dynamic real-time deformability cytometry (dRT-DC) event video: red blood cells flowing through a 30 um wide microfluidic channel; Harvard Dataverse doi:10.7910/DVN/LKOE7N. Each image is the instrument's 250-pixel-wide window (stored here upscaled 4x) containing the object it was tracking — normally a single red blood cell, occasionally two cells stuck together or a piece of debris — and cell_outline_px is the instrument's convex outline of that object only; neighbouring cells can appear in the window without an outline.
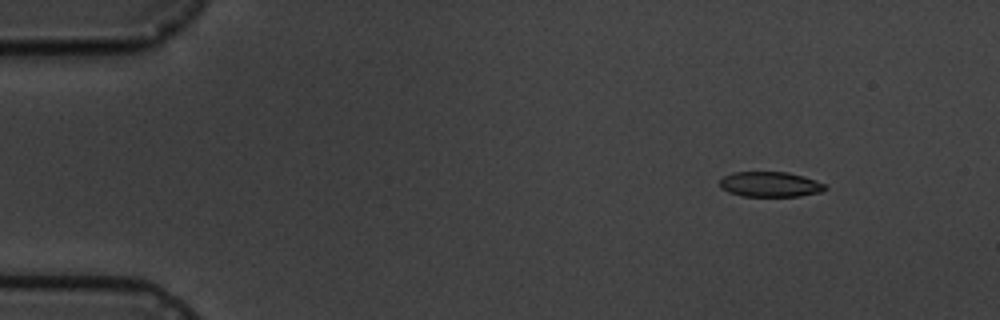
{"species": "common noctule bat (a hibernating species)", "species_latin": "Nyctalus noctula", "temperature_condition": "cold", "stored_images_in_passage": 5, "camera_frame_rate_fps": 3000, "um_per_image_px": 0.085, "animal": {"sex": "male", "body_mass_g": 19.5, "forearm_length_mm": 54.6}, "frame": {"image": 1, "passage_image": 2, "time_ms": 1.0, "image_size_px": [1000, 320], "cell_outline_px": [[828, 188], [820, 192], [800, 196], [740, 196], [728, 192], [720, 188], [720, 180], [724, 176], [732, 172], [788, 172], [804, 176], [816, 180], [824, 184]], "centroid_in_image_um": [65.45, 15.67], "position_along_channel_um": 19.5, "area_um2": 15.55}}
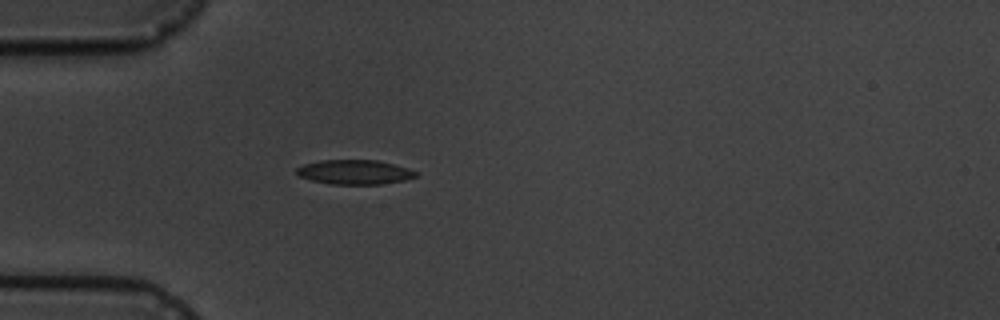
{"frame": {"image": 2, "passage_image": 5, "time_ms": 4.333, "image_size_px": [1000, 320], "cell_outline_px": [[416, 176], [404, 180], [380, 184], [332, 184], [312, 180], [300, 176], [296, 172], [296, 168], [304, 164], [320, 160], [376, 160], [392, 164], [416, 172]], "centroid_in_image_um": [30.08, 14.62], "position_along_channel_um": 54.9, "area_um2": 16.65}}